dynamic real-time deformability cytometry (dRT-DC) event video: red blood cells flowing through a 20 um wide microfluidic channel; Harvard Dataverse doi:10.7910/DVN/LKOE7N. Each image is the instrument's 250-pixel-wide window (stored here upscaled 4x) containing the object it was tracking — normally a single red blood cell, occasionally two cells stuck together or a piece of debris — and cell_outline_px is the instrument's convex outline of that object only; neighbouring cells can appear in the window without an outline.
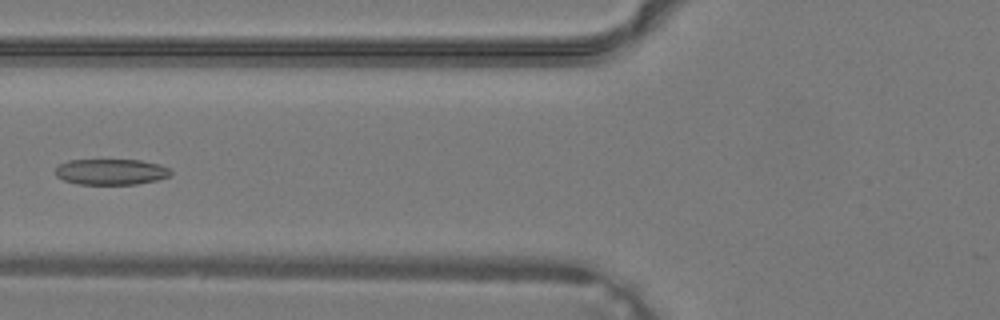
{"species": "common noctule bat (a hibernating species)", "species_latin": "Nyctalus noctula", "temperature_condition": "warm", "stored_images_in_passage": 33, "camera_frame_rate_fps": 3000, "um_per_image_px": 0.085, "animal": {"sex": "male", "body_mass_g": 19.2, "forearm_length_mm": 51.8}, "frame": {"image": 1, "passage_image": 10, "time_ms": 3.0, "image_size_px": [1000, 320], "cell_outline_px": [[172, 172], [168, 176], [156, 180], [136, 184], [76, 184], [64, 180], [56, 176], [56, 168], [60, 164], [68, 160], [140, 160], [160, 164], [168, 168]], "centroid_in_image_um": [9.42, 14.6], "position_along_channel_um": 116.4, "area_um2": 17.28}}
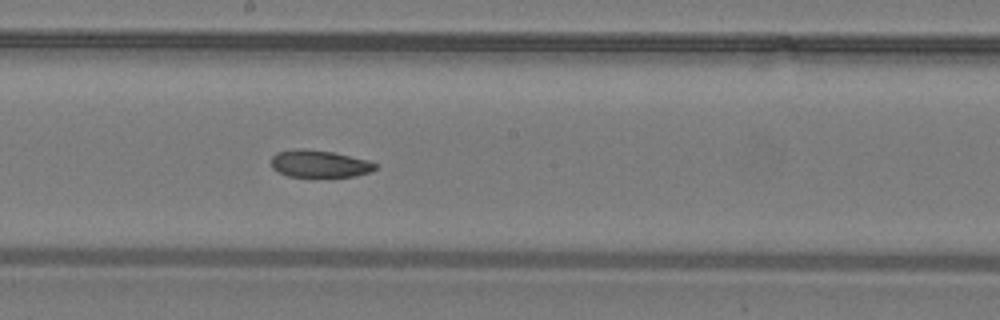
{"frame": {"image": 2, "passage_image": 16, "time_ms": 5.0, "image_size_px": [1000, 320], "cell_outline_px": [[376, 168], [372, 172], [356, 176], [288, 176], [272, 168], [272, 156], [276, 152], [292, 148], [304, 148], [332, 152], [368, 160], [376, 164]], "centroid_in_image_um": [27.14, 13.9], "position_along_channel_um": 221.1, "area_um2": 16.47}}
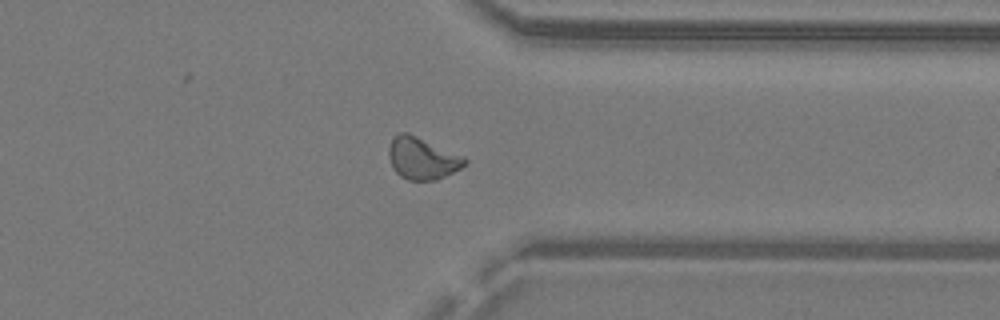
{"frame": {"image": 3, "passage_image": 25, "time_ms": 8.0, "image_size_px": [1000, 320], "cell_outline_px": [[468, 160], [460, 168], [436, 180], [408, 180], [400, 176], [392, 168], [388, 156], [388, 148], [392, 136], [400, 132], [408, 132], [464, 156]], "centroid_in_image_um": [35.84, 13.44], "position_along_channel_um": 375.6, "area_um2": 18.67}}